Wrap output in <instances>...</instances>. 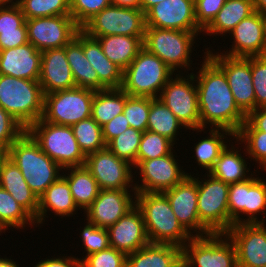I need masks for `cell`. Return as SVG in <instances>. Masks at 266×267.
Wrapping results in <instances>:
<instances>
[{
    "label": "cell",
    "mask_w": 266,
    "mask_h": 267,
    "mask_svg": "<svg viewBox=\"0 0 266 267\" xmlns=\"http://www.w3.org/2000/svg\"><path fill=\"white\" fill-rule=\"evenodd\" d=\"M183 74V75H182ZM175 73L161 90L158 99L161 100L189 130L206 132L201 128L198 108V92L194 75L189 73Z\"/></svg>",
    "instance_id": "9"
},
{
    "label": "cell",
    "mask_w": 266,
    "mask_h": 267,
    "mask_svg": "<svg viewBox=\"0 0 266 267\" xmlns=\"http://www.w3.org/2000/svg\"><path fill=\"white\" fill-rule=\"evenodd\" d=\"M25 131L15 118L0 107V148L7 151Z\"/></svg>",
    "instance_id": "50"
},
{
    "label": "cell",
    "mask_w": 266,
    "mask_h": 267,
    "mask_svg": "<svg viewBox=\"0 0 266 267\" xmlns=\"http://www.w3.org/2000/svg\"><path fill=\"white\" fill-rule=\"evenodd\" d=\"M85 166L90 170L101 190H130V188L135 190L133 182L136 177L133 176V165L118 158L107 147L88 154Z\"/></svg>",
    "instance_id": "16"
},
{
    "label": "cell",
    "mask_w": 266,
    "mask_h": 267,
    "mask_svg": "<svg viewBox=\"0 0 266 267\" xmlns=\"http://www.w3.org/2000/svg\"><path fill=\"white\" fill-rule=\"evenodd\" d=\"M196 177L193 178L197 181L200 236L226 233L229 230V184L214 178L209 173L203 176L207 179Z\"/></svg>",
    "instance_id": "8"
},
{
    "label": "cell",
    "mask_w": 266,
    "mask_h": 267,
    "mask_svg": "<svg viewBox=\"0 0 266 267\" xmlns=\"http://www.w3.org/2000/svg\"><path fill=\"white\" fill-rule=\"evenodd\" d=\"M6 156H7L6 151L0 148V166Z\"/></svg>",
    "instance_id": "60"
},
{
    "label": "cell",
    "mask_w": 266,
    "mask_h": 267,
    "mask_svg": "<svg viewBox=\"0 0 266 267\" xmlns=\"http://www.w3.org/2000/svg\"><path fill=\"white\" fill-rule=\"evenodd\" d=\"M110 247L125 254L148 245L145 223L141 211L135 206L108 229Z\"/></svg>",
    "instance_id": "23"
},
{
    "label": "cell",
    "mask_w": 266,
    "mask_h": 267,
    "mask_svg": "<svg viewBox=\"0 0 266 267\" xmlns=\"http://www.w3.org/2000/svg\"><path fill=\"white\" fill-rule=\"evenodd\" d=\"M67 180L61 175L39 197L37 227L45 222L48 211L61 218L72 217L78 211ZM51 211V212H50ZM72 215V216H71Z\"/></svg>",
    "instance_id": "26"
},
{
    "label": "cell",
    "mask_w": 266,
    "mask_h": 267,
    "mask_svg": "<svg viewBox=\"0 0 266 267\" xmlns=\"http://www.w3.org/2000/svg\"><path fill=\"white\" fill-rule=\"evenodd\" d=\"M233 39L231 49L221 54L235 58H249L265 55L266 15L254 11L244 18L229 33Z\"/></svg>",
    "instance_id": "21"
},
{
    "label": "cell",
    "mask_w": 266,
    "mask_h": 267,
    "mask_svg": "<svg viewBox=\"0 0 266 267\" xmlns=\"http://www.w3.org/2000/svg\"><path fill=\"white\" fill-rule=\"evenodd\" d=\"M25 19L50 16H70V0H20Z\"/></svg>",
    "instance_id": "41"
},
{
    "label": "cell",
    "mask_w": 266,
    "mask_h": 267,
    "mask_svg": "<svg viewBox=\"0 0 266 267\" xmlns=\"http://www.w3.org/2000/svg\"><path fill=\"white\" fill-rule=\"evenodd\" d=\"M201 33L203 32L146 27L143 45L174 73H182V69H184L188 74L187 71H190L193 62L191 60L192 52L195 49L193 46Z\"/></svg>",
    "instance_id": "5"
},
{
    "label": "cell",
    "mask_w": 266,
    "mask_h": 267,
    "mask_svg": "<svg viewBox=\"0 0 266 267\" xmlns=\"http://www.w3.org/2000/svg\"><path fill=\"white\" fill-rule=\"evenodd\" d=\"M39 82L44 95L76 87L65 47L42 51Z\"/></svg>",
    "instance_id": "25"
},
{
    "label": "cell",
    "mask_w": 266,
    "mask_h": 267,
    "mask_svg": "<svg viewBox=\"0 0 266 267\" xmlns=\"http://www.w3.org/2000/svg\"><path fill=\"white\" fill-rule=\"evenodd\" d=\"M20 0H0V4H18Z\"/></svg>",
    "instance_id": "59"
},
{
    "label": "cell",
    "mask_w": 266,
    "mask_h": 267,
    "mask_svg": "<svg viewBox=\"0 0 266 267\" xmlns=\"http://www.w3.org/2000/svg\"><path fill=\"white\" fill-rule=\"evenodd\" d=\"M86 225L81 229L80 236L82 242V248L84 246L85 256L92 253L102 251L108 247L109 244V234L108 230L105 228L96 227L94 224L86 221Z\"/></svg>",
    "instance_id": "48"
},
{
    "label": "cell",
    "mask_w": 266,
    "mask_h": 267,
    "mask_svg": "<svg viewBox=\"0 0 266 267\" xmlns=\"http://www.w3.org/2000/svg\"><path fill=\"white\" fill-rule=\"evenodd\" d=\"M136 206L143 215L150 243L183 248L192 236L179 223L162 192H136Z\"/></svg>",
    "instance_id": "2"
},
{
    "label": "cell",
    "mask_w": 266,
    "mask_h": 267,
    "mask_svg": "<svg viewBox=\"0 0 266 267\" xmlns=\"http://www.w3.org/2000/svg\"><path fill=\"white\" fill-rule=\"evenodd\" d=\"M95 90L75 87L44 95L42 119L58 125L72 126L91 117Z\"/></svg>",
    "instance_id": "12"
},
{
    "label": "cell",
    "mask_w": 266,
    "mask_h": 267,
    "mask_svg": "<svg viewBox=\"0 0 266 267\" xmlns=\"http://www.w3.org/2000/svg\"><path fill=\"white\" fill-rule=\"evenodd\" d=\"M208 131L209 136L206 138L202 137L201 140L195 143V146H192L194 147V150H191L195 152V155H193L194 157L196 156L195 163H197V165L200 166L202 169H206V173H208L210 169L214 166L216 160L220 156V153L229 144V139L233 138V141L235 139V134L226 129L211 128ZM227 136H230V138L228 139Z\"/></svg>",
    "instance_id": "36"
},
{
    "label": "cell",
    "mask_w": 266,
    "mask_h": 267,
    "mask_svg": "<svg viewBox=\"0 0 266 267\" xmlns=\"http://www.w3.org/2000/svg\"><path fill=\"white\" fill-rule=\"evenodd\" d=\"M111 4V0H70V16L82 28L96 14Z\"/></svg>",
    "instance_id": "47"
},
{
    "label": "cell",
    "mask_w": 266,
    "mask_h": 267,
    "mask_svg": "<svg viewBox=\"0 0 266 267\" xmlns=\"http://www.w3.org/2000/svg\"><path fill=\"white\" fill-rule=\"evenodd\" d=\"M96 39L101 44L104 55L123 71L144 47L140 37L108 35L96 37Z\"/></svg>",
    "instance_id": "35"
},
{
    "label": "cell",
    "mask_w": 266,
    "mask_h": 267,
    "mask_svg": "<svg viewBox=\"0 0 266 267\" xmlns=\"http://www.w3.org/2000/svg\"><path fill=\"white\" fill-rule=\"evenodd\" d=\"M182 264V248L170 244L149 243L127 254L126 267H179Z\"/></svg>",
    "instance_id": "29"
},
{
    "label": "cell",
    "mask_w": 266,
    "mask_h": 267,
    "mask_svg": "<svg viewBox=\"0 0 266 267\" xmlns=\"http://www.w3.org/2000/svg\"><path fill=\"white\" fill-rule=\"evenodd\" d=\"M185 126L178 120L174 113L158 98H151L148 115L147 130L167 137L175 145L179 141V131ZM177 138V139H176ZM176 142V143H175Z\"/></svg>",
    "instance_id": "37"
},
{
    "label": "cell",
    "mask_w": 266,
    "mask_h": 267,
    "mask_svg": "<svg viewBox=\"0 0 266 267\" xmlns=\"http://www.w3.org/2000/svg\"><path fill=\"white\" fill-rule=\"evenodd\" d=\"M5 229L0 225V235H1V233H5Z\"/></svg>",
    "instance_id": "61"
},
{
    "label": "cell",
    "mask_w": 266,
    "mask_h": 267,
    "mask_svg": "<svg viewBox=\"0 0 266 267\" xmlns=\"http://www.w3.org/2000/svg\"><path fill=\"white\" fill-rule=\"evenodd\" d=\"M239 131L266 132V108H257L251 111Z\"/></svg>",
    "instance_id": "53"
},
{
    "label": "cell",
    "mask_w": 266,
    "mask_h": 267,
    "mask_svg": "<svg viewBox=\"0 0 266 267\" xmlns=\"http://www.w3.org/2000/svg\"><path fill=\"white\" fill-rule=\"evenodd\" d=\"M143 132L129 127L123 133L112 139L106 147L118 158L137 166V152Z\"/></svg>",
    "instance_id": "42"
},
{
    "label": "cell",
    "mask_w": 266,
    "mask_h": 267,
    "mask_svg": "<svg viewBox=\"0 0 266 267\" xmlns=\"http://www.w3.org/2000/svg\"><path fill=\"white\" fill-rule=\"evenodd\" d=\"M254 12L253 0H226L213 21L203 30L209 36H227L236 25Z\"/></svg>",
    "instance_id": "33"
},
{
    "label": "cell",
    "mask_w": 266,
    "mask_h": 267,
    "mask_svg": "<svg viewBox=\"0 0 266 267\" xmlns=\"http://www.w3.org/2000/svg\"><path fill=\"white\" fill-rule=\"evenodd\" d=\"M145 13L142 9L110 5L89 20L81 30L92 38L108 35L140 37L144 41Z\"/></svg>",
    "instance_id": "13"
},
{
    "label": "cell",
    "mask_w": 266,
    "mask_h": 267,
    "mask_svg": "<svg viewBox=\"0 0 266 267\" xmlns=\"http://www.w3.org/2000/svg\"><path fill=\"white\" fill-rule=\"evenodd\" d=\"M81 267H126L127 254L108 247L102 251L79 258Z\"/></svg>",
    "instance_id": "46"
},
{
    "label": "cell",
    "mask_w": 266,
    "mask_h": 267,
    "mask_svg": "<svg viewBox=\"0 0 266 267\" xmlns=\"http://www.w3.org/2000/svg\"><path fill=\"white\" fill-rule=\"evenodd\" d=\"M25 23L28 42L41 52L65 47L81 30L71 16L65 15L31 18Z\"/></svg>",
    "instance_id": "17"
},
{
    "label": "cell",
    "mask_w": 266,
    "mask_h": 267,
    "mask_svg": "<svg viewBox=\"0 0 266 267\" xmlns=\"http://www.w3.org/2000/svg\"><path fill=\"white\" fill-rule=\"evenodd\" d=\"M165 0H141V9L146 13L151 7Z\"/></svg>",
    "instance_id": "57"
},
{
    "label": "cell",
    "mask_w": 266,
    "mask_h": 267,
    "mask_svg": "<svg viewBox=\"0 0 266 267\" xmlns=\"http://www.w3.org/2000/svg\"><path fill=\"white\" fill-rule=\"evenodd\" d=\"M204 52L203 62L194 75L198 92L201 128H220L237 134L246 115L235 103L224 72Z\"/></svg>",
    "instance_id": "1"
},
{
    "label": "cell",
    "mask_w": 266,
    "mask_h": 267,
    "mask_svg": "<svg viewBox=\"0 0 266 267\" xmlns=\"http://www.w3.org/2000/svg\"><path fill=\"white\" fill-rule=\"evenodd\" d=\"M35 226L34 218L11 196L9 192L0 187V225L5 230L26 229ZM13 227V228H12Z\"/></svg>",
    "instance_id": "39"
},
{
    "label": "cell",
    "mask_w": 266,
    "mask_h": 267,
    "mask_svg": "<svg viewBox=\"0 0 266 267\" xmlns=\"http://www.w3.org/2000/svg\"><path fill=\"white\" fill-rule=\"evenodd\" d=\"M33 267H81V260L78 257L71 256H57L40 260Z\"/></svg>",
    "instance_id": "54"
},
{
    "label": "cell",
    "mask_w": 266,
    "mask_h": 267,
    "mask_svg": "<svg viewBox=\"0 0 266 267\" xmlns=\"http://www.w3.org/2000/svg\"><path fill=\"white\" fill-rule=\"evenodd\" d=\"M175 73L144 47L123 71L121 89L129 96L158 98Z\"/></svg>",
    "instance_id": "6"
},
{
    "label": "cell",
    "mask_w": 266,
    "mask_h": 267,
    "mask_svg": "<svg viewBox=\"0 0 266 267\" xmlns=\"http://www.w3.org/2000/svg\"><path fill=\"white\" fill-rule=\"evenodd\" d=\"M206 55L224 72L235 103L247 116L256 109L255 91L252 82L251 57L235 58L205 48ZM214 53H213V52Z\"/></svg>",
    "instance_id": "14"
},
{
    "label": "cell",
    "mask_w": 266,
    "mask_h": 267,
    "mask_svg": "<svg viewBox=\"0 0 266 267\" xmlns=\"http://www.w3.org/2000/svg\"><path fill=\"white\" fill-rule=\"evenodd\" d=\"M62 172V176L69 184L77 207L81 211L83 209L84 212L93 203L101 190L97 181L85 165L68 167L63 169Z\"/></svg>",
    "instance_id": "34"
},
{
    "label": "cell",
    "mask_w": 266,
    "mask_h": 267,
    "mask_svg": "<svg viewBox=\"0 0 266 267\" xmlns=\"http://www.w3.org/2000/svg\"><path fill=\"white\" fill-rule=\"evenodd\" d=\"M265 56H266V35H265Z\"/></svg>",
    "instance_id": "62"
},
{
    "label": "cell",
    "mask_w": 266,
    "mask_h": 267,
    "mask_svg": "<svg viewBox=\"0 0 266 267\" xmlns=\"http://www.w3.org/2000/svg\"><path fill=\"white\" fill-rule=\"evenodd\" d=\"M226 0H195L197 25L204 30L221 10Z\"/></svg>",
    "instance_id": "51"
},
{
    "label": "cell",
    "mask_w": 266,
    "mask_h": 267,
    "mask_svg": "<svg viewBox=\"0 0 266 267\" xmlns=\"http://www.w3.org/2000/svg\"><path fill=\"white\" fill-rule=\"evenodd\" d=\"M125 101L126 93L121 88L95 91L91 117L102 127L123 113Z\"/></svg>",
    "instance_id": "38"
},
{
    "label": "cell",
    "mask_w": 266,
    "mask_h": 267,
    "mask_svg": "<svg viewBox=\"0 0 266 267\" xmlns=\"http://www.w3.org/2000/svg\"><path fill=\"white\" fill-rule=\"evenodd\" d=\"M6 154L38 198L62 175L63 168L41 150L27 131L8 148Z\"/></svg>",
    "instance_id": "3"
},
{
    "label": "cell",
    "mask_w": 266,
    "mask_h": 267,
    "mask_svg": "<svg viewBox=\"0 0 266 267\" xmlns=\"http://www.w3.org/2000/svg\"><path fill=\"white\" fill-rule=\"evenodd\" d=\"M146 27L203 32L196 23L195 0H165L145 13Z\"/></svg>",
    "instance_id": "20"
},
{
    "label": "cell",
    "mask_w": 266,
    "mask_h": 267,
    "mask_svg": "<svg viewBox=\"0 0 266 267\" xmlns=\"http://www.w3.org/2000/svg\"><path fill=\"white\" fill-rule=\"evenodd\" d=\"M254 11L266 15V0H253Z\"/></svg>",
    "instance_id": "56"
},
{
    "label": "cell",
    "mask_w": 266,
    "mask_h": 267,
    "mask_svg": "<svg viewBox=\"0 0 266 267\" xmlns=\"http://www.w3.org/2000/svg\"><path fill=\"white\" fill-rule=\"evenodd\" d=\"M233 242L238 267H266L265 223H242L226 233Z\"/></svg>",
    "instance_id": "18"
},
{
    "label": "cell",
    "mask_w": 266,
    "mask_h": 267,
    "mask_svg": "<svg viewBox=\"0 0 266 267\" xmlns=\"http://www.w3.org/2000/svg\"><path fill=\"white\" fill-rule=\"evenodd\" d=\"M135 206V190H100L83 214L86 215V221L96 227L108 229Z\"/></svg>",
    "instance_id": "19"
},
{
    "label": "cell",
    "mask_w": 266,
    "mask_h": 267,
    "mask_svg": "<svg viewBox=\"0 0 266 267\" xmlns=\"http://www.w3.org/2000/svg\"><path fill=\"white\" fill-rule=\"evenodd\" d=\"M0 107L27 130L43 116L40 82L0 74Z\"/></svg>",
    "instance_id": "4"
},
{
    "label": "cell",
    "mask_w": 266,
    "mask_h": 267,
    "mask_svg": "<svg viewBox=\"0 0 266 267\" xmlns=\"http://www.w3.org/2000/svg\"><path fill=\"white\" fill-rule=\"evenodd\" d=\"M65 54L76 87L88 88L95 91L107 88L99 81L98 73L91 66L83 51V31L80 30L76 37L65 46Z\"/></svg>",
    "instance_id": "28"
},
{
    "label": "cell",
    "mask_w": 266,
    "mask_h": 267,
    "mask_svg": "<svg viewBox=\"0 0 266 267\" xmlns=\"http://www.w3.org/2000/svg\"><path fill=\"white\" fill-rule=\"evenodd\" d=\"M175 144L167 137L146 130L143 132L137 152V165L143 160H150L168 155Z\"/></svg>",
    "instance_id": "44"
},
{
    "label": "cell",
    "mask_w": 266,
    "mask_h": 267,
    "mask_svg": "<svg viewBox=\"0 0 266 267\" xmlns=\"http://www.w3.org/2000/svg\"><path fill=\"white\" fill-rule=\"evenodd\" d=\"M252 82L257 108H266V56L251 57Z\"/></svg>",
    "instance_id": "49"
},
{
    "label": "cell",
    "mask_w": 266,
    "mask_h": 267,
    "mask_svg": "<svg viewBox=\"0 0 266 267\" xmlns=\"http://www.w3.org/2000/svg\"><path fill=\"white\" fill-rule=\"evenodd\" d=\"M186 267H238L233 242L225 233L192 237L182 248Z\"/></svg>",
    "instance_id": "10"
},
{
    "label": "cell",
    "mask_w": 266,
    "mask_h": 267,
    "mask_svg": "<svg viewBox=\"0 0 266 267\" xmlns=\"http://www.w3.org/2000/svg\"><path fill=\"white\" fill-rule=\"evenodd\" d=\"M25 21L18 4H0V51L28 43Z\"/></svg>",
    "instance_id": "31"
},
{
    "label": "cell",
    "mask_w": 266,
    "mask_h": 267,
    "mask_svg": "<svg viewBox=\"0 0 266 267\" xmlns=\"http://www.w3.org/2000/svg\"><path fill=\"white\" fill-rule=\"evenodd\" d=\"M0 187L11 196L34 218L37 227L39 198L30 189L22 172L7 156L0 166Z\"/></svg>",
    "instance_id": "27"
},
{
    "label": "cell",
    "mask_w": 266,
    "mask_h": 267,
    "mask_svg": "<svg viewBox=\"0 0 266 267\" xmlns=\"http://www.w3.org/2000/svg\"><path fill=\"white\" fill-rule=\"evenodd\" d=\"M42 52L31 43L0 51V74L39 81Z\"/></svg>",
    "instance_id": "24"
},
{
    "label": "cell",
    "mask_w": 266,
    "mask_h": 267,
    "mask_svg": "<svg viewBox=\"0 0 266 267\" xmlns=\"http://www.w3.org/2000/svg\"><path fill=\"white\" fill-rule=\"evenodd\" d=\"M0 267H19V265L13 259L5 256V258L0 257Z\"/></svg>",
    "instance_id": "58"
},
{
    "label": "cell",
    "mask_w": 266,
    "mask_h": 267,
    "mask_svg": "<svg viewBox=\"0 0 266 267\" xmlns=\"http://www.w3.org/2000/svg\"><path fill=\"white\" fill-rule=\"evenodd\" d=\"M71 127L78 146L85 156L106 148L102 127L92 117L81 120Z\"/></svg>",
    "instance_id": "40"
},
{
    "label": "cell",
    "mask_w": 266,
    "mask_h": 267,
    "mask_svg": "<svg viewBox=\"0 0 266 267\" xmlns=\"http://www.w3.org/2000/svg\"><path fill=\"white\" fill-rule=\"evenodd\" d=\"M26 131L61 168L85 165L86 156L79 148L71 126L53 124L41 118Z\"/></svg>",
    "instance_id": "7"
},
{
    "label": "cell",
    "mask_w": 266,
    "mask_h": 267,
    "mask_svg": "<svg viewBox=\"0 0 266 267\" xmlns=\"http://www.w3.org/2000/svg\"><path fill=\"white\" fill-rule=\"evenodd\" d=\"M229 143L226 148L220 153L214 166L208 172L214 178L221 180L227 184L239 183L248 180L257 170L249 173L248 163L245 156L239 151V147H235ZM236 148V150H235ZM247 162V164H246ZM248 174V175H247Z\"/></svg>",
    "instance_id": "32"
},
{
    "label": "cell",
    "mask_w": 266,
    "mask_h": 267,
    "mask_svg": "<svg viewBox=\"0 0 266 267\" xmlns=\"http://www.w3.org/2000/svg\"><path fill=\"white\" fill-rule=\"evenodd\" d=\"M112 5L125 7V8H133V9H141V0H111Z\"/></svg>",
    "instance_id": "55"
},
{
    "label": "cell",
    "mask_w": 266,
    "mask_h": 267,
    "mask_svg": "<svg viewBox=\"0 0 266 267\" xmlns=\"http://www.w3.org/2000/svg\"><path fill=\"white\" fill-rule=\"evenodd\" d=\"M179 267H186L183 263Z\"/></svg>",
    "instance_id": "63"
},
{
    "label": "cell",
    "mask_w": 266,
    "mask_h": 267,
    "mask_svg": "<svg viewBox=\"0 0 266 267\" xmlns=\"http://www.w3.org/2000/svg\"><path fill=\"white\" fill-rule=\"evenodd\" d=\"M194 174L187 175L180 183L163 193L168 198L179 223L192 236H200L197 181Z\"/></svg>",
    "instance_id": "22"
},
{
    "label": "cell",
    "mask_w": 266,
    "mask_h": 267,
    "mask_svg": "<svg viewBox=\"0 0 266 267\" xmlns=\"http://www.w3.org/2000/svg\"><path fill=\"white\" fill-rule=\"evenodd\" d=\"M150 106L151 97L129 96L126 93L123 113L130 127L142 132L147 130Z\"/></svg>",
    "instance_id": "45"
},
{
    "label": "cell",
    "mask_w": 266,
    "mask_h": 267,
    "mask_svg": "<svg viewBox=\"0 0 266 267\" xmlns=\"http://www.w3.org/2000/svg\"><path fill=\"white\" fill-rule=\"evenodd\" d=\"M130 127L124 113L115 116L111 121L102 126V134L107 145L112 139Z\"/></svg>",
    "instance_id": "52"
},
{
    "label": "cell",
    "mask_w": 266,
    "mask_h": 267,
    "mask_svg": "<svg viewBox=\"0 0 266 267\" xmlns=\"http://www.w3.org/2000/svg\"><path fill=\"white\" fill-rule=\"evenodd\" d=\"M83 51L91 66L98 73L99 81L107 89L121 88L123 70L104 55L99 41L85 32H83Z\"/></svg>",
    "instance_id": "30"
},
{
    "label": "cell",
    "mask_w": 266,
    "mask_h": 267,
    "mask_svg": "<svg viewBox=\"0 0 266 267\" xmlns=\"http://www.w3.org/2000/svg\"><path fill=\"white\" fill-rule=\"evenodd\" d=\"M255 176L257 177L253 175L243 182L229 184V229L237 224L266 221V181L256 173ZM262 213L264 217L257 218ZM243 214L247 218L244 219Z\"/></svg>",
    "instance_id": "11"
},
{
    "label": "cell",
    "mask_w": 266,
    "mask_h": 267,
    "mask_svg": "<svg viewBox=\"0 0 266 267\" xmlns=\"http://www.w3.org/2000/svg\"><path fill=\"white\" fill-rule=\"evenodd\" d=\"M235 144L244 148L243 153L251 158L250 161L258 163L259 169L266 171V132L262 131H238L235 135ZM247 154V155H246Z\"/></svg>",
    "instance_id": "43"
},
{
    "label": "cell",
    "mask_w": 266,
    "mask_h": 267,
    "mask_svg": "<svg viewBox=\"0 0 266 267\" xmlns=\"http://www.w3.org/2000/svg\"><path fill=\"white\" fill-rule=\"evenodd\" d=\"M173 149L168 155L141 161L135 168L134 175L140 176L134 181L136 192H164L180 183L187 175L184 167L179 165L177 153ZM139 170V171H137ZM184 170V171H183ZM139 173V174H135ZM136 182V183H135ZM141 182V184H138Z\"/></svg>",
    "instance_id": "15"
}]
</instances>
